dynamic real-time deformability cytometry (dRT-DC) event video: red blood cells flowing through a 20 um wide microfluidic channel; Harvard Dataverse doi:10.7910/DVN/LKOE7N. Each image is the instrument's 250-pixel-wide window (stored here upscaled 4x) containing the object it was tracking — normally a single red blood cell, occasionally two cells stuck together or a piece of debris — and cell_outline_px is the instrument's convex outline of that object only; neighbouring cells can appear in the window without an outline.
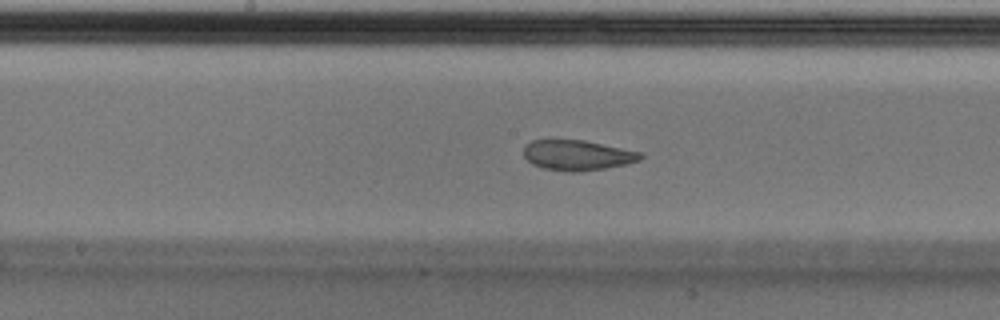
{"species": "Egyptian fruit bat (a non-hibernating species)", "species_latin": "Rousettus aegyptiacus", "temperature_condition": "cold", "stored_images_in_passage": 49, "camera_frame_rate_fps": 3000, "um_per_image_px": 0.085, "animal": {"sex": "male"}, "frame": {"image": 1, "passage_image": 22, "time_ms": 7.0, "image_size_px": [1000, 320], "cell_outline_px": [[644, 156], [640, 160], [624, 164], [604, 168], [576, 172], [568, 172], [544, 168], [532, 164], [524, 156], [524, 144], [532, 140], [584, 140], [640, 152]], "centroid_in_image_um": [49.04, 13.19], "position_along_channel_um": 199.2, "area_um2": 20.4}, "authors_computed_cell_mechanics": {"area_um2": 22.4264, "velocity_mm_per_s": 3.7149, "shape_relaxation_time_tau1_ms": null, "shape_relaxation_time_tau2_ms": 1.1875, "deformation_change_tau1": null, "deformation_change_tau2": 0.0704}}